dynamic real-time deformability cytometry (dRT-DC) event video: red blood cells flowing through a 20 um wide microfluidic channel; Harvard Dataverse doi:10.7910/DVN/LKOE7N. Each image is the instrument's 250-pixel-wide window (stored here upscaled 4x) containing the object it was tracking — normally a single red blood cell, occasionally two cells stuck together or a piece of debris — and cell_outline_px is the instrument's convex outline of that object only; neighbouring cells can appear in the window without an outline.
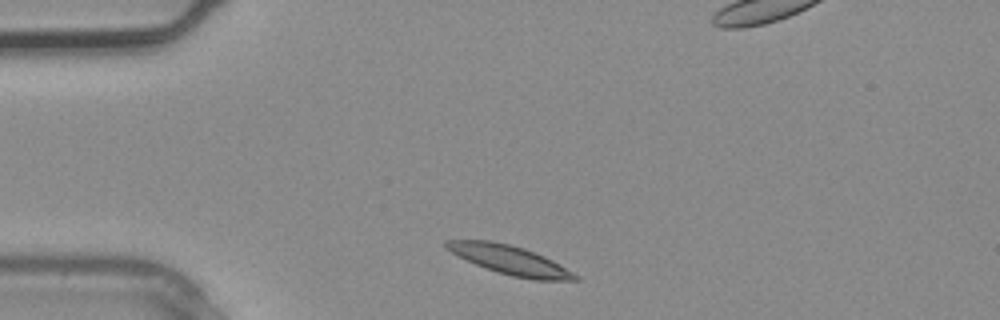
{"species": "common noctule bat (a hibernating species)", "species_latin": "Nyctalus noctula", "temperature_condition": "warm", "stored_images_in_passage": 3, "camera_frame_rate_fps": 3000, "um_per_image_px": 0.085, "animal": {"sex": "male", "body_mass_g": 20.4}, "frame": {"image": 1, "passage_image": 1, "time_ms": 0.0, "image_size_px": [1000, 320], "cell_outline_px": [[580, 280], [536, 280], [512, 276], [496, 272], [476, 264], [444, 248], [444, 240], [488, 240], [508, 244], [524, 248], [544, 256], [552, 260], [580, 276]], "centroid_in_image_um": [43.35, 22.1], "position_along_channel_um": 41.6, "area_um2": 21.56}}